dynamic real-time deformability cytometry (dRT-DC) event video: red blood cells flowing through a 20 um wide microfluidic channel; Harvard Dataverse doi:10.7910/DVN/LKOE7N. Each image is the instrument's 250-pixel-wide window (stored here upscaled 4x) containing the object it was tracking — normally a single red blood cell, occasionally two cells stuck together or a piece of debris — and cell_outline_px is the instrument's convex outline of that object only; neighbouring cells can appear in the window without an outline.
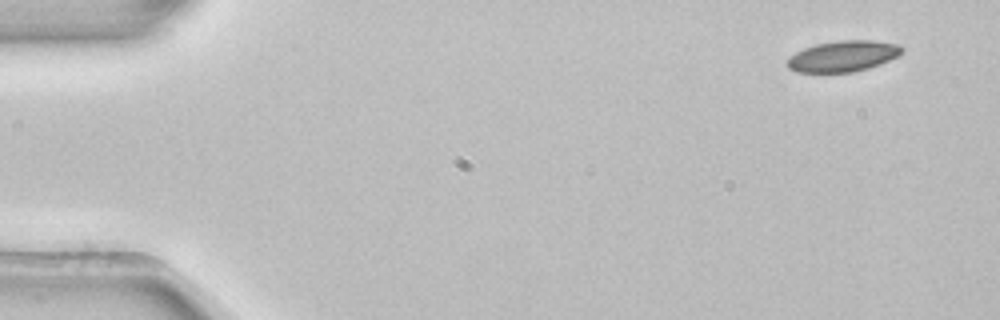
{"species": "common noctule bat (a hibernating species)", "species_latin": "Nyctalus noctula", "temperature_condition": "room temperature", "stored_images_in_passage": 4, "camera_frame_rate_fps": 3000, "um_per_image_px": 0.085, "animal": {"sex": "female", "body_mass_g": 22.7, "forearm_length_mm": 54.2}, "frame": {"image": 1, "passage_image": 1, "time_ms": 0.0, "image_size_px": [1000, 320], "cell_outline_px": [[904, 48], [896, 56], [880, 64], [868, 68], [852, 72], [796, 72], [788, 68], [788, 60], [796, 52], [804, 48], [816, 44], [840, 40], [872, 40], [900, 44]], "centroid_in_image_um": [71.67, 4.77], "position_along_channel_um": 13.3, "area_um2": 20.46}}